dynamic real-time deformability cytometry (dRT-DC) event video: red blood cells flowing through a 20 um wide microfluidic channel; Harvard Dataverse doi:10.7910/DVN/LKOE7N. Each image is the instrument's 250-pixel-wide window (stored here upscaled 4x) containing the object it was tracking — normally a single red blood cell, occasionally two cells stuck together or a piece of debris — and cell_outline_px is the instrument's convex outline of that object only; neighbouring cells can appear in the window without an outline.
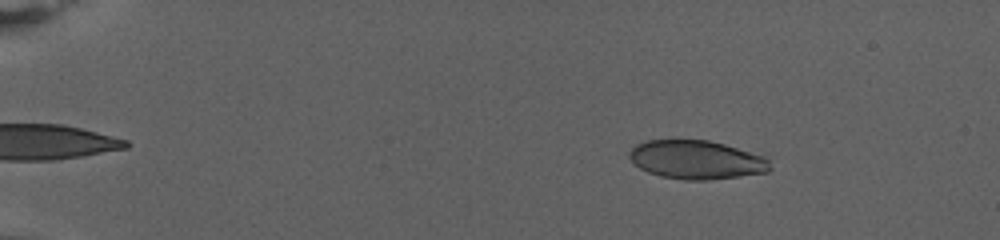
{"species": "human", "species_latin": "Homo sapiens", "temperature_condition": "warm", "stored_images_in_passage": 78, "camera_frame_rate_fps": 3000, "um_per_image_px": 0.085, "donor": {"sex": "female"}, "frame": {"image": 1, "passage_image": 12, "time_ms": 3.667, "image_size_px": [1000, 240], "cell_outline_px": [[772, 168], [768, 172], [708, 180], [684, 180], [660, 176], [648, 172], [640, 168], [628, 156], [628, 152], [636, 144], [648, 140], [708, 140], [724, 144], [764, 156], [768, 160]], "centroid_in_image_um": [59.19, 13.58], "position_along_channel_um": 25.8, "area_um2": 31.62}}
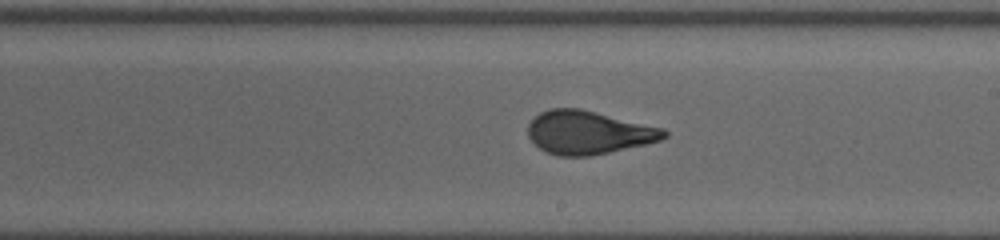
{"frame": {"image": 2, "passage_image": 48, "time_ms": 15.667, "image_size_px": [1000, 240], "cell_outline_px": [[668, 136], [660, 140], [644, 144], [608, 152], [588, 156], [560, 156], [544, 152], [528, 136], [528, 124], [540, 112], [552, 108], [580, 108], [664, 128], [668, 132]], "centroid_in_image_um": [50.01, 11.25], "position_along_channel_um": 239.0, "area_um2": 34.16}}
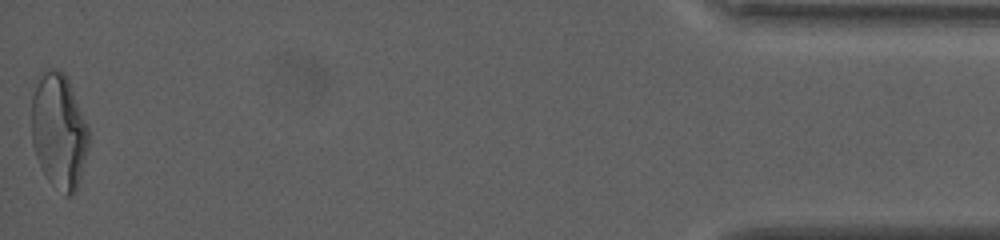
{"frame": {"image": 3, "passage_image": 78, "time_ms": 25.667, "image_size_px": [1000, 240], "cell_outline_px": [[88, 148], [80, 176], [76, 188], [72, 196], [64, 196], [48, 180], [36, 156], [32, 144], [32, 96], [44, 72], [48, 68], [52, 68], [64, 72], [68, 80], [88, 128]], "centroid_in_image_um": [5.0, 11.18], "position_along_channel_um": 430.2, "area_um2": 37.57}, "authors_computed_cell_mechanics": {"area_um2": 34.0153, "velocity_mm_per_s": 2.7161, "shape_relaxation_time_tau1_ms": 8.055, "shape_relaxation_time_tau2_ms": null, "deformation_change_tau1": 0.231, "deformation_change_tau2": null}}